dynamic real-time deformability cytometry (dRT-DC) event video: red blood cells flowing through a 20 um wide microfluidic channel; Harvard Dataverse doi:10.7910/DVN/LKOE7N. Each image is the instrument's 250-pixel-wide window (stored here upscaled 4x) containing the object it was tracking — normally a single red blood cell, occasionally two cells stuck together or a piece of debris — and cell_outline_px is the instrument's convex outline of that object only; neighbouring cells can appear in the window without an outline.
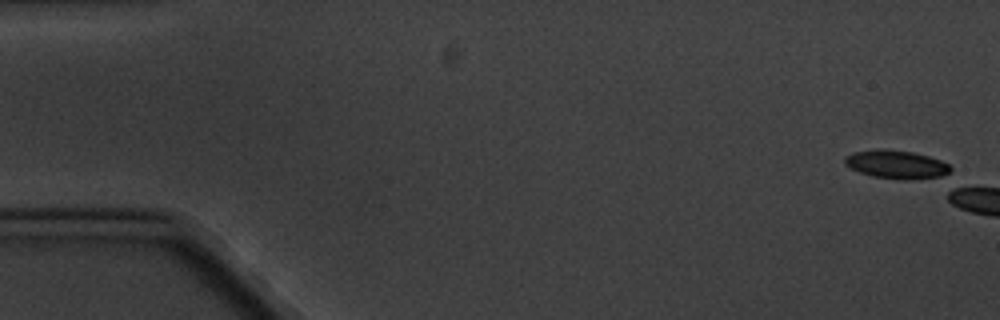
{"species": "common noctule bat (a hibernating species)", "species_latin": "Nyctalus noctula", "temperature_condition": "cold", "stored_images_in_passage": 2, "camera_frame_rate_fps": 3000, "um_per_image_px": 0.085, "animal": {"sex": "male", "body_mass_g": 20.1, "forearm_length_mm": 53.5}, "frame": {"image": 1, "passage_image": 1, "time_ms": 0.0, "image_size_px": [1000, 320], "cell_outline_px": [[952, 168], [948, 172], [940, 176], [912, 180], [900, 180], [872, 176], [860, 172], [844, 164], [844, 156], [852, 152], [884, 148], [912, 152], [928, 156], [940, 160], [948, 164]], "centroid_in_image_um": [76.16, 13.97], "position_along_channel_um": 8.8, "area_um2": 17.51}}